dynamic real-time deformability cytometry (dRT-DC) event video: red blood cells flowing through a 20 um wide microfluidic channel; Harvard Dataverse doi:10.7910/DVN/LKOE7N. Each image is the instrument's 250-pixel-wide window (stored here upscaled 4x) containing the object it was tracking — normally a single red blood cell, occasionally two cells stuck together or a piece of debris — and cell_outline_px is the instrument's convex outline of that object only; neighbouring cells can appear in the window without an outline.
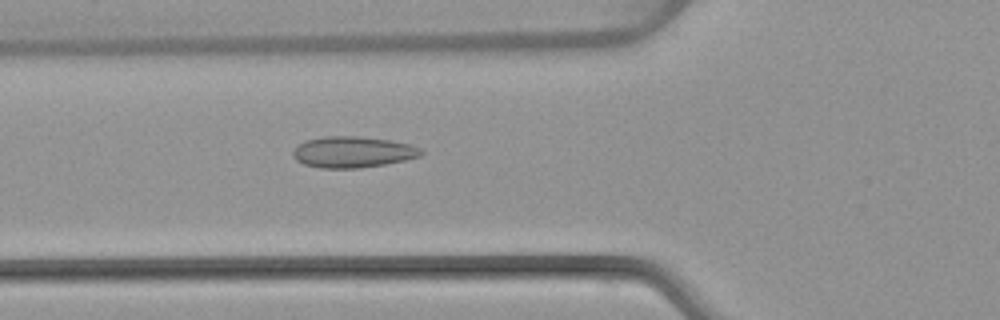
{"species": "common noctule bat (a hibernating species)", "species_latin": "Nyctalus noctula", "temperature_condition": "warm", "stored_images_in_passage": 6, "camera_frame_rate_fps": 3000, "um_per_image_px": 0.085, "animal": {"sex": "female", "body_mass_g": 22.7, "forearm_length_mm": 54.2}, "frame": {"image": 1, "passage_image": 6, "time_ms": 6.0, "image_size_px": [1000, 320], "cell_outline_px": [[424, 152], [420, 156], [404, 160], [384, 164], [360, 168], [320, 168], [304, 164], [296, 160], [292, 156], [292, 152], [296, 144], [304, 140], [324, 136], [360, 136], [392, 140], [408, 144], [420, 148]], "centroid_in_image_um": [29.94, 12.91], "position_along_channel_um": 95.9, "area_um2": 23.47}}